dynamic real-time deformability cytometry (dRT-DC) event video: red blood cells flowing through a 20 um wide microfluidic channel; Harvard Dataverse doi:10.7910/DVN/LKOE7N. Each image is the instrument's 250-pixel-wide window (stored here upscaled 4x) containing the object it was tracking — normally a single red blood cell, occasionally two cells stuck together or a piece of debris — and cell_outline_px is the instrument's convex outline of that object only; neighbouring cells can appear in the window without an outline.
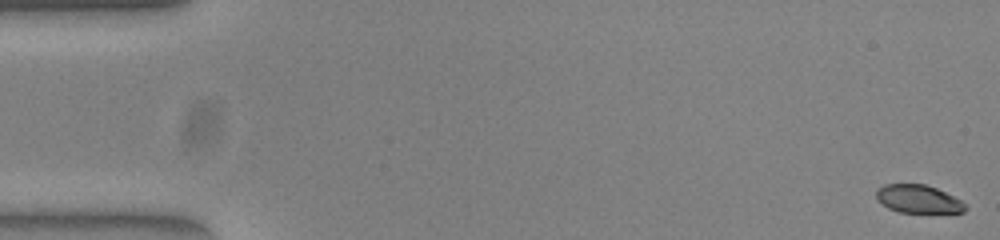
{"species": "common noctule bat (a hibernating species)", "species_latin": "Nyctalus noctula", "temperature_condition": "warm", "stored_images_in_passage": 53, "camera_frame_rate_fps": 3000, "um_per_image_px": 0.085, "animal": {"sex": "female", "body_mass_g": 23.0, "forearm_length_mm": 53.4}, "frame": {"image": 1, "passage_image": 1, "time_ms": 0.0, "image_size_px": [1000, 240], "cell_outline_px": [[968, 208], [964, 212], [900, 212], [888, 208], [876, 196], [876, 192], [884, 184], [924, 184], [936, 188], [960, 200]], "centroid_in_image_um": [78.06, 16.91], "position_along_channel_um": 6.9, "area_um2": 14.22}}
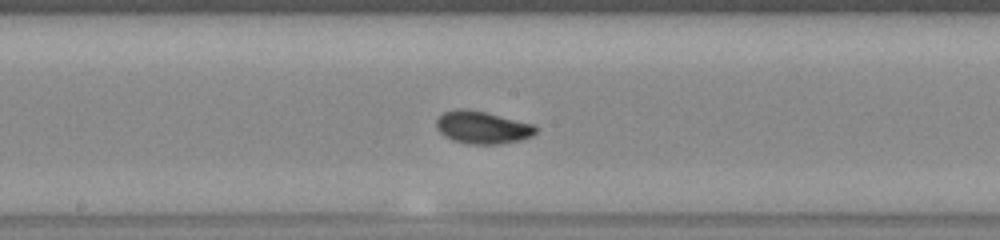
{"frame": {"image": 2, "passage_image": 28, "time_ms": 9.0, "image_size_px": [1000, 240], "cell_outline_px": [[536, 132], [532, 136], [520, 140], [496, 144], [468, 144], [452, 140], [444, 136], [436, 128], [436, 120], [444, 112], [456, 108], [460, 108], [484, 112], [536, 124]], "centroid_in_image_um": [40.99, 10.83], "position_along_channel_um": 207.2, "area_um2": 18.84}}
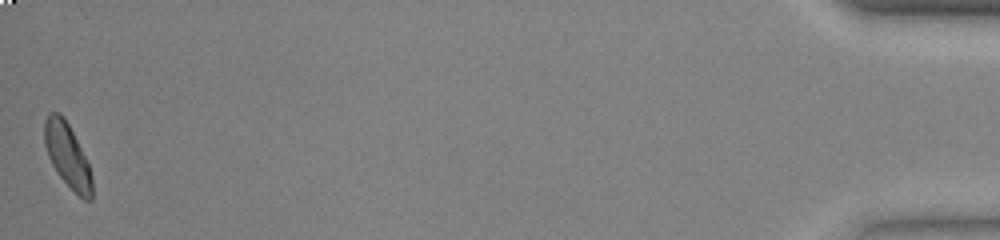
{"frame": {"image": 3, "passage_image": 53, "time_ms": 17.333, "image_size_px": [1000, 240], "cell_outline_px": [[92, 200], [84, 200], [60, 176], [52, 164], [48, 156], [44, 144], [44, 120], [48, 112], [60, 112], [68, 124], [88, 164], [92, 176]], "centroid_in_image_um": [5.71, 13.18], "position_along_channel_um": 429.5, "area_um2": 17.34}, "authors_computed_cell_mechanics": {"area_um2": 17.6868, "velocity_mm_per_s": 3.8699, "shape_relaxation_time_tau1_ms": 3.1412, "shape_relaxation_time_tau2_ms": 3.4345, "deformation_change_tau1": 0.1153, "deformation_change_tau2": 0.0648}}